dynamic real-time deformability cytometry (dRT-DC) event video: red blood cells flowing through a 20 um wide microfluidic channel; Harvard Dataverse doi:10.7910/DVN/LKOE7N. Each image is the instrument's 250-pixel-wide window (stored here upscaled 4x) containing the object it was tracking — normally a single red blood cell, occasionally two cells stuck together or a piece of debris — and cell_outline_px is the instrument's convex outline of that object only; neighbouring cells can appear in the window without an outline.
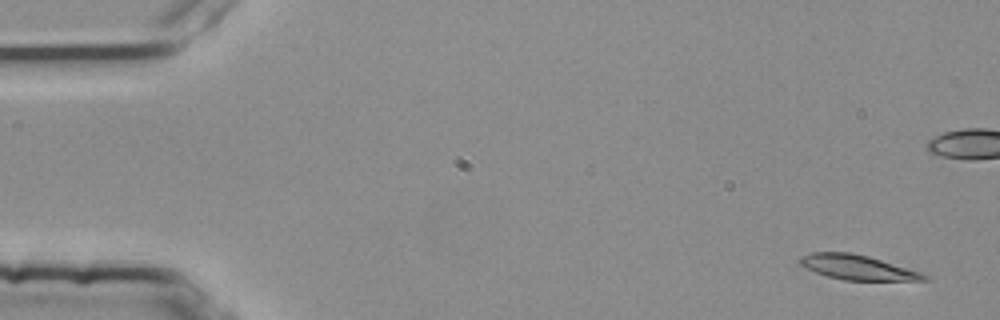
{"species": "common noctule bat (a hibernating species)", "species_latin": "Nyctalus noctula", "temperature_condition": "room temperature", "stored_images_in_passage": 5, "camera_frame_rate_fps": 3000, "um_per_image_px": 0.085, "animal": {"sex": "female", "body_mass_g": 25.1}, "frame": {"image": 1, "passage_image": 1, "time_ms": 0.0, "image_size_px": [1000, 320], "cell_outline_px": [[928, 280], [844, 280], [828, 276], [804, 268], [800, 264], [800, 256], [812, 252], [852, 252], [868, 256], [920, 272], [928, 276]], "centroid_in_image_um": [72.84, 22.71], "position_along_channel_um": 12.2, "area_um2": 17.69}}
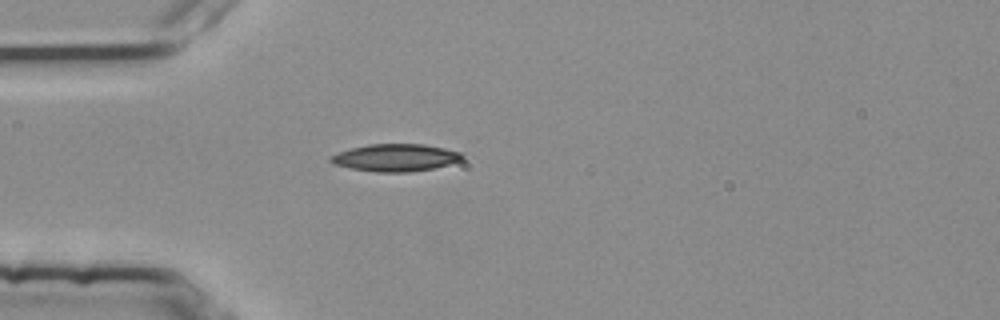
{"frame": {"image": 2, "passage_image": 5, "time_ms": 1.333, "image_size_px": [1000, 320], "cell_outline_px": [[468, 156], [464, 160], [432, 168], [408, 172], [376, 172], [352, 168], [332, 164], [328, 160], [328, 156], [352, 148], [368, 144], [424, 144], [464, 152]], "centroid_in_image_um": [33.67, 13.39], "position_along_channel_um": 51.3, "area_um2": 21.15}}